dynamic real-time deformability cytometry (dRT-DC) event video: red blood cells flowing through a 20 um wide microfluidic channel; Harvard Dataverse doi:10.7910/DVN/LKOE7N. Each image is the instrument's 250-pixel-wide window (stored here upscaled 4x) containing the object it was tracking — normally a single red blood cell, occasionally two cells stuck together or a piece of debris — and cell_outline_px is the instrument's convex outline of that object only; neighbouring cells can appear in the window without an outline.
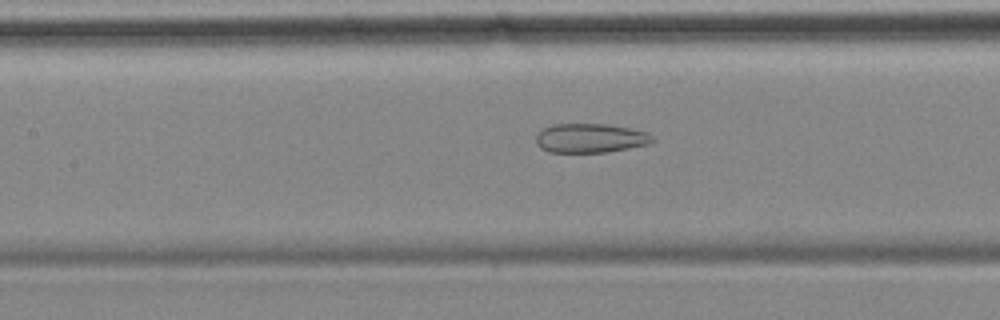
{"species": "common noctule bat (a hibernating species)", "species_latin": "Nyctalus noctula", "temperature_condition": "cold", "stored_images_in_passage": 48, "camera_frame_rate_fps": 3000, "um_per_image_px": 0.085, "animal": {"sex": "female", "body_mass_g": 18.4}, "frame": {"image": 1, "passage_image": 16, "time_ms": 5.0, "image_size_px": [1000, 320], "cell_outline_px": [[656, 140], [648, 144], [608, 152], [548, 152], [540, 148], [536, 144], [536, 136], [544, 128], [552, 124], [604, 124], [628, 128], [648, 132]], "centroid_in_image_um": [50.17, 11.75], "position_along_channel_um": 157.2, "area_um2": 19.77}}
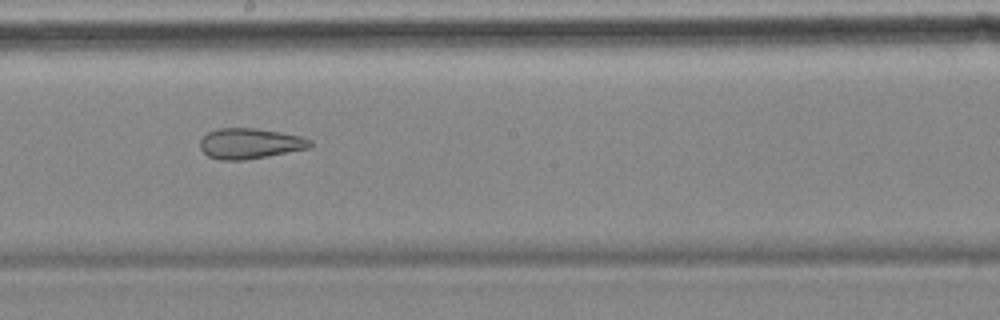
{"frame": {"image": 2, "passage_image": 22, "time_ms": 7.0, "image_size_px": [1000, 320], "cell_outline_px": [[312, 144], [308, 148], [268, 156], [244, 160], [220, 160], [208, 156], [200, 148], [200, 140], [208, 132], [216, 128], [256, 128], [280, 132], [300, 136], [312, 140]], "centroid_in_image_um": [21.22, 12.19], "position_along_channel_um": 227.0, "area_um2": 19.54}}
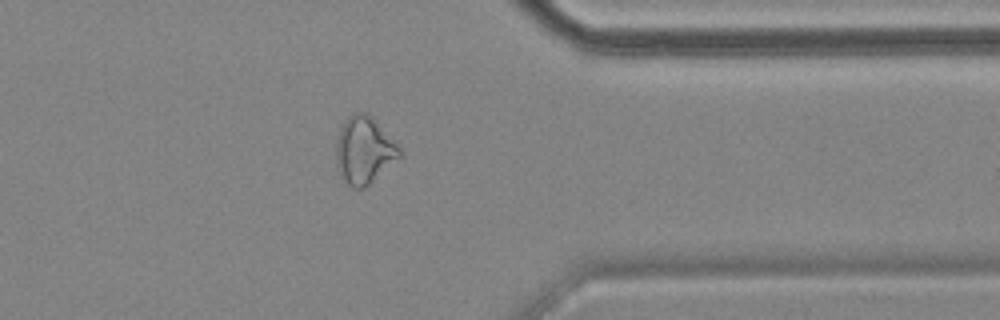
{"frame": {"image": 3, "passage_image": 36, "time_ms": 11.667, "image_size_px": [1000, 320], "cell_outline_px": [[400, 156], [364, 188], [352, 188], [340, 176], [336, 168], [336, 140], [340, 128], [344, 120], [352, 112], [368, 112], [372, 116], [400, 148]], "centroid_in_image_um": [30.9, 12.74], "position_along_channel_um": 380.5, "area_um2": 24.68}, "authors_computed_cell_mechanics": {"area_um2": 24.2182, "velocity_mm_per_s": 3.4993, "shape_relaxation_time_tau1_ms": null, "shape_relaxation_time_tau2_ms": 4.347, "deformation_change_tau1": null, "deformation_change_tau2": 0.1362}}